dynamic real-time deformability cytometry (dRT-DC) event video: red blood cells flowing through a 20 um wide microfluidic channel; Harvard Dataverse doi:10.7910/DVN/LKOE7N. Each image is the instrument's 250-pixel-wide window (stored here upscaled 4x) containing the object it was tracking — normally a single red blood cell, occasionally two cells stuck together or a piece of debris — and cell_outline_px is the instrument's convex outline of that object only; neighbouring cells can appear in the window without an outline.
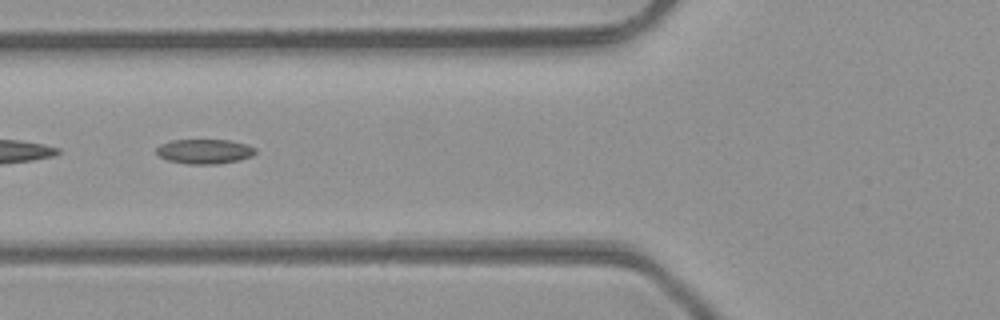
{"species": "common noctule bat (a hibernating species)", "species_latin": "Nyctalus noctula", "temperature_condition": "room temperature", "stored_images_in_passage": 14, "camera_frame_rate_fps": 3000, "um_per_image_px": 0.085, "animal": {"sex": "male", "body_mass_g": 23.1, "forearm_length_mm": 52.7}, "frame": {"image": 1, "passage_image": 8, "time_ms": 2.333, "image_size_px": [1000, 320], "cell_outline_px": [[256, 152], [252, 156], [240, 160], [216, 164], [188, 164], [168, 160], [160, 156], [156, 152], [156, 148], [160, 144], [172, 140], [228, 140], [244, 144], [256, 148]], "centroid_in_image_um": [17.38, 12.87], "position_along_channel_um": 108.4, "area_um2": 14.16}}